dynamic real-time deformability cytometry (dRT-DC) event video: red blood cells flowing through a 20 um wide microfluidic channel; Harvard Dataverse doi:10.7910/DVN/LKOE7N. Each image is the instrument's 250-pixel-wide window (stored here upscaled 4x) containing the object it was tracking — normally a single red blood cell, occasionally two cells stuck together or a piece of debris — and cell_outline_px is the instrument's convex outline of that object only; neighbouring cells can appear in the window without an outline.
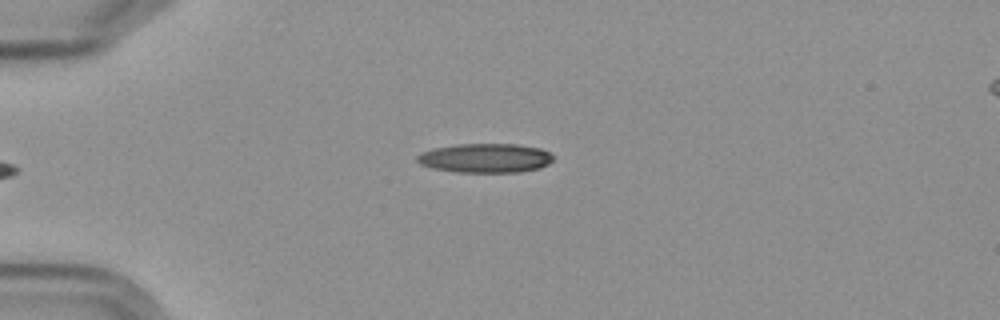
{"species": "Egyptian fruit bat (a non-hibernating species)", "species_latin": "Rousettus aegyptiacus", "temperature_condition": "cold", "stored_images_in_passage": 6, "camera_frame_rate_fps": 3000, "um_per_image_px": 0.085, "frame": {"image": 1, "passage_image": 6, "time_ms": 7.0, "image_size_px": [1000, 320], "cell_outline_px": [[556, 156], [548, 164], [540, 168], [520, 172], [456, 172], [432, 168], [420, 164], [416, 160], [416, 156], [420, 152], [432, 148], [456, 144], [516, 144], [540, 148]], "centroid_in_image_um": [41.24, 13.43], "position_along_channel_um": 43.8, "area_um2": 23.41}}